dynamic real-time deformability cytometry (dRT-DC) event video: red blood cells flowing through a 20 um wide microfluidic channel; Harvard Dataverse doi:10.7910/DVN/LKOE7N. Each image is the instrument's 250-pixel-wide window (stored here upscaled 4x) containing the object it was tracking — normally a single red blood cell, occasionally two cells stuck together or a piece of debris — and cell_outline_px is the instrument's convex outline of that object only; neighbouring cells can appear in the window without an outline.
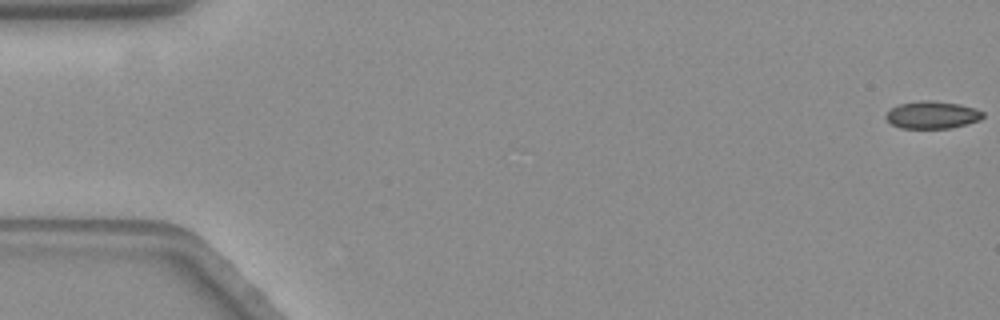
{"species": "common noctule bat (a hibernating species)", "species_latin": "Nyctalus noctula", "temperature_condition": "warm", "stored_images_in_passage": 13, "camera_frame_rate_fps": 3000, "um_per_image_px": 0.085, "animal": {"sex": "female", "body_mass_g": 19.3, "forearm_length_mm": 54.1}, "frame": {"image": 1, "passage_image": 1, "time_ms": 0.0, "image_size_px": [1000, 320], "cell_outline_px": [[984, 116], [980, 120], [948, 128], [900, 128], [892, 124], [884, 116], [892, 108], [900, 104], [920, 100], [932, 100], [960, 104], [976, 108], [984, 112]], "centroid_in_image_um": [79.25, 9.75], "position_along_channel_um": 5.7, "area_um2": 15.43}}